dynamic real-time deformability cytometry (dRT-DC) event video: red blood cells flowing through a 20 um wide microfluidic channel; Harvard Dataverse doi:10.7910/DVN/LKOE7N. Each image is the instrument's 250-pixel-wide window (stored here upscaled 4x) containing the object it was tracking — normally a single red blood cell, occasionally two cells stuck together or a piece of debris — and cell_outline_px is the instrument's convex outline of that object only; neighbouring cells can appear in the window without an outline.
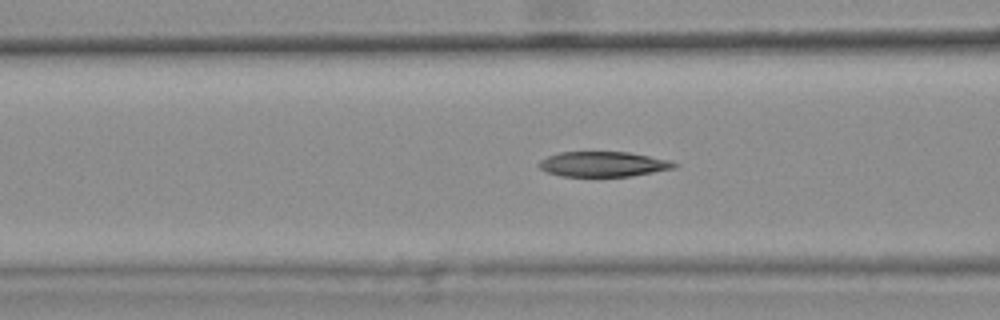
{"species": "common noctule bat (a hibernating species)", "species_latin": "Nyctalus noctula", "temperature_condition": "warm", "stored_images_in_passage": 45, "camera_frame_rate_fps": 3000, "um_per_image_px": 0.085, "animal": {"sex": "female", "body_mass_g": 25.1}, "frame": {"image": 1, "passage_image": 20, "time_ms": 6.333, "image_size_px": [1000, 320], "cell_outline_px": [[676, 168], [632, 176], [560, 176], [548, 172], [540, 168], [536, 164], [540, 160], [548, 156], [560, 152], [628, 152], [668, 160], [676, 164]], "centroid_in_image_um": [51.24, 13.95], "position_along_channel_um": 115.4, "area_um2": 19.65}, "authors_computed_cell_mechanics": {"area_um2": 20.9814, "velocity_mm_per_s": 3.8195, "shape_relaxation_time_tau1_ms": null, "shape_relaxation_time_tau2_ms": 4.9774, "deformation_change_tau1": null, "deformation_change_tau2": 0.1324}}